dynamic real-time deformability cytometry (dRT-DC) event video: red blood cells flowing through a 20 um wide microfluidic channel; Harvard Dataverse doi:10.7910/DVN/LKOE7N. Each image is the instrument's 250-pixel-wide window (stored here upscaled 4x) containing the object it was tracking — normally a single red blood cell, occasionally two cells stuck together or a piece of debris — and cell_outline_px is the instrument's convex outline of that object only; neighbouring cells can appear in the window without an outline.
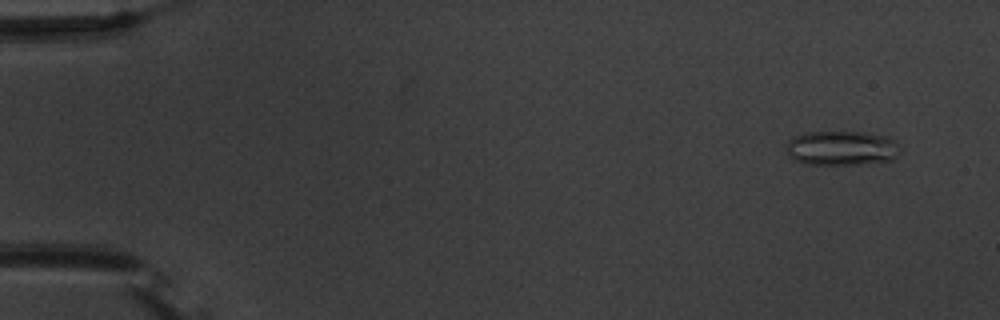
{"species": "common noctule bat (a hibernating species)", "species_latin": "Nyctalus noctula", "temperature_condition": "warm", "stored_images_in_passage": 52, "camera_frame_rate_fps": 3000, "um_per_image_px": 0.085, "animal": {"sex": "male", "body_mass_g": 20.1, "forearm_length_mm": 53.5}, "frame": {"image": 1, "passage_image": 2, "time_ms": 0.333, "image_size_px": [1000, 320], "cell_outline_px": [[900, 152], [892, 160], [856, 164], [804, 164], [788, 156], [784, 144], [788, 140], [804, 132], [860, 132], [888, 136], [896, 144]], "centroid_in_image_um": [71.48, 12.59], "position_along_channel_um": 13.5, "area_um2": 22.89}}
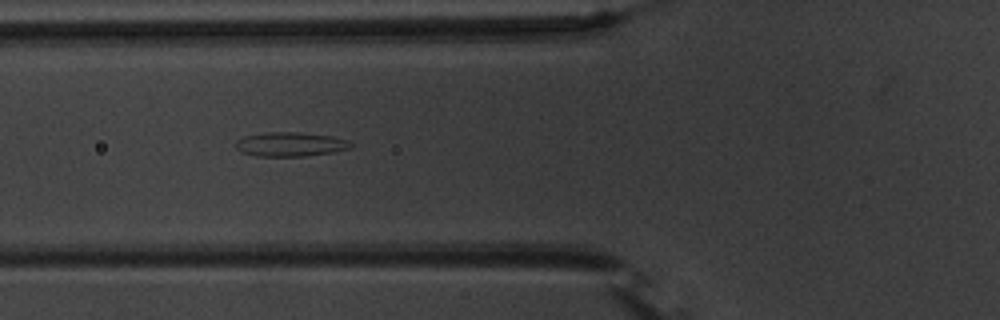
{"frame": {"image": 2, "passage_image": 19, "time_ms": 6.0, "image_size_px": [1000, 320], "cell_outline_px": [[356, 144], [352, 148], [332, 152], [304, 156], [256, 156], [240, 152], [236, 148], [236, 140], [244, 136], [268, 132], [296, 132], [332, 136], [348, 140]], "centroid_in_image_um": [24.7, 12.26], "position_along_channel_um": 101.1, "area_um2": 16.36}}
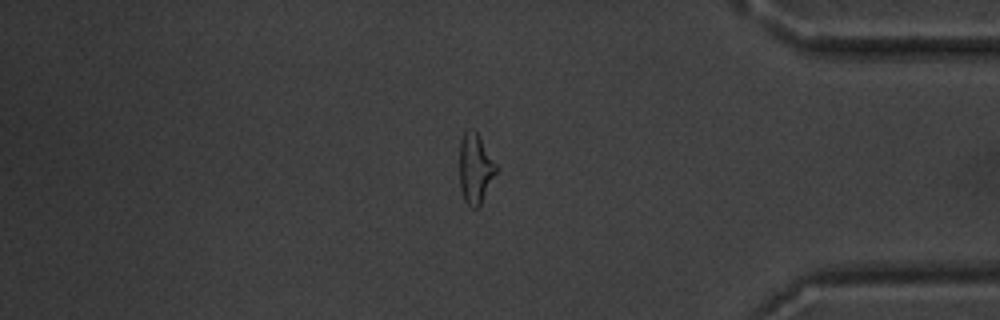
{"frame": {"image": 3, "passage_image": 44, "time_ms": 14.333, "image_size_px": [1000, 320], "cell_outline_px": [[500, 168], [480, 208], [472, 208], [464, 200], [460, 188], [460, 140], [464, 132], [468, 128], [472, 128], [476, 132]], "centroid_in_image_um": [40.44, 14.36], "position_along_channel_um": 394.8, "area_um2": 15.43}, "authors_computed_cell_mechanics": {"area_um2": 15.8372, "velocity_mm_per_s": 3.7913, "shape_relaxation_time_tau1_ms": null, "shape_relaxation_time_tau2_ms": 1.4781, "deformation_change_tau1": null, "deformation_change_tau2": 0.104}}